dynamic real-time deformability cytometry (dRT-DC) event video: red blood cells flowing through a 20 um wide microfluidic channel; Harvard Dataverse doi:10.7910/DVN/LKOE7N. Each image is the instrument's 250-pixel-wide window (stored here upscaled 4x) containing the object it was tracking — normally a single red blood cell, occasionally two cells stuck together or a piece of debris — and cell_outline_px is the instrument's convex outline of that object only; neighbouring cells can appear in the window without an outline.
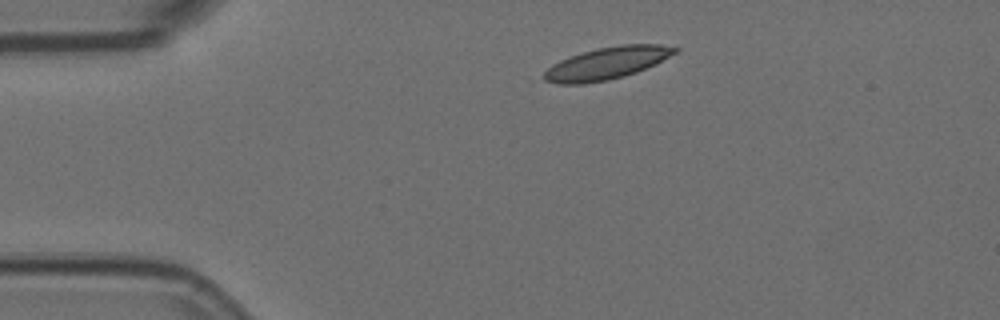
{"species": "Egyptian fruit bat (a non-hibernating species)", "species_latin": "Rousettus aegyptiacus", "temperature_condition": "room temperature", "stored_images_in_passage": 2, "camera_frame_rate_fps": 3000, "um_per_image_px": 0.085, "animal": {"sex": "female"}, "frame": {"image": 1, "passage_image": 2, "time_ms": 0.333, "image_size_px": [1000, 320], "cell_outline_px": [[680, 52], [656, 64], [636, 72], [624, 76], [608, 80], [584, 84], [556, 84], [544, 80], [536, 76], [552, 64], [560, 60], [584, 52], [600, 48], [620, 44], [660, 44], [680, 48]], "centroid_in_image_um": [51.57, 5.39], "position_along_channel_um": 33.4, "area_um2": 24.97}}